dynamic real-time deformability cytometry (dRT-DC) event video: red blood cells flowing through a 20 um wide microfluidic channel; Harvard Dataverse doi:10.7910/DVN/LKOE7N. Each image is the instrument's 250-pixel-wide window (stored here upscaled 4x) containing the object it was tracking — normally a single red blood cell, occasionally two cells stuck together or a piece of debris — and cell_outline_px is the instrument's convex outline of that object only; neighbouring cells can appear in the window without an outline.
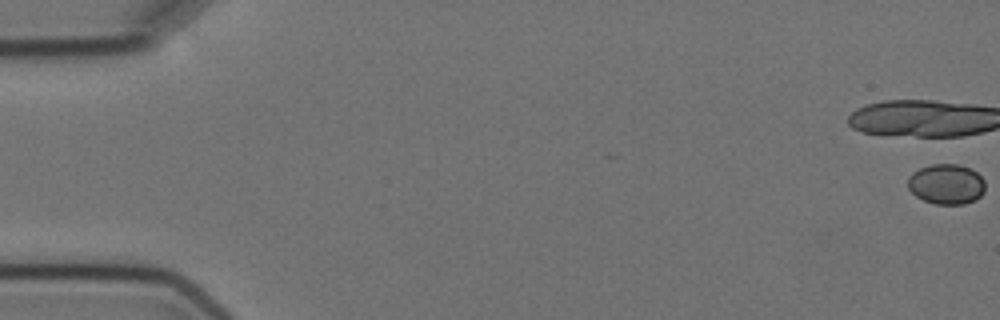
{"species": "Egyptian fruit bat (a non-hibernating species)", "species_latin": "Rousettus aegyptiacus", "temperature_condition": "cold", "stored_images_in_passage": 7, "camera_frame_rate_fps": 3000, "um_per_image_px": 0.085, "animal": {"sex": "female"}, "frame": {"image": 1, "passage_image": 1, "time_ms": 0.0, "image_size_px": [1000, 320], "cell_outline_px": [[984, 192], [976, 200], [964, 204], [936, 204], [924, 200], [916, 196], [908, 188], [908, 176], [912, 172], [920, 168], [932, 164], [956, 164], [968, 168], [976, 172], [984, 180]], "centroid_in_image_um": [80.43, 15.65], "position_along_channel_um": 4.6, "area_um2": 18.09}}